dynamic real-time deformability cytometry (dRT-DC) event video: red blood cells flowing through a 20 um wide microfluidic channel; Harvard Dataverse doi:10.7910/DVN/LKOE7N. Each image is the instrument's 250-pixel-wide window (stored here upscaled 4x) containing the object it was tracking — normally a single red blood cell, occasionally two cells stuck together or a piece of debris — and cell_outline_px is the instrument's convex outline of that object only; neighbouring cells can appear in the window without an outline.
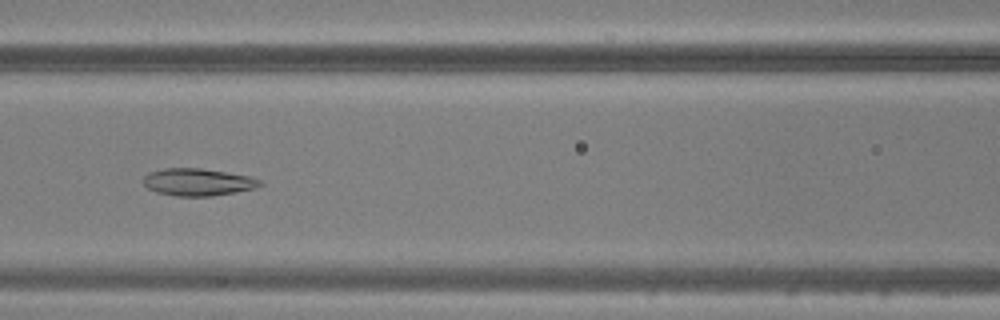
{"species": "common noctule bat (a hibernating species)", "species_latin": "Nyctalus noctula", "temperature_condition": "warm", "stored_images_in_passage": 49, "camera_frame_rate_fps": 3000, "um_per_image_px": 0.085, "animal": {"sex": "male", "body_mass_g": 20.5, "forearm_length_mm": 52.5}, "frame": {"image": 1, "passage_image": 22, "time_ms": 7.0, "image_size_px": [1000, 320], "cell_outline_px": [[264, 184], [256, 188], [236, 192], [212, 196], [176, 196], [156, 192], [148, 188], [140, 180], [148, 172], [164, 168], [200, 168], [248, 176], [260, 180]], "centroid_in_image_um": [16.78, 15.48], "position_along_channel_um": 149.8, "area_um2": 18.61}}
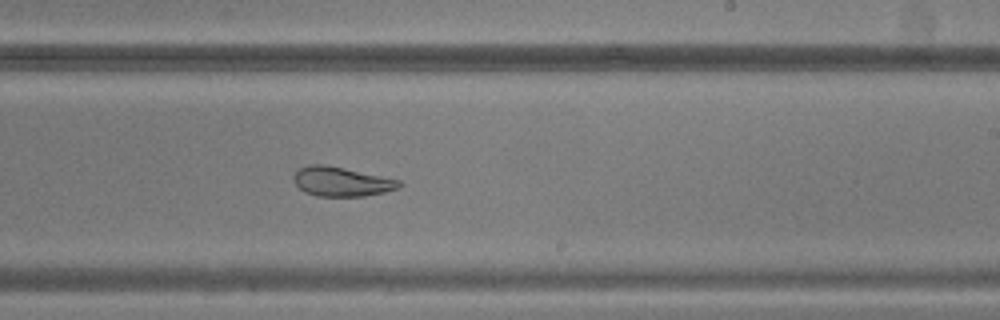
{"frame": {"image": 2, "passage_image": 30, "time_ms": 9.667, "image_size_px": [1000, 320], "cell_outline_px": [[404, 184], [396, 188], [384, 192], [364, 196], [316, 196], [304, 192], [292, 180], [292, 176], [296, 168], [308, 164], [324, 164], [344, 168], [400, 180]], "centroid_in_image_um": [28.96, 15.42], "position_along_channel_um": 260.0, "area_um2": 18.21}}
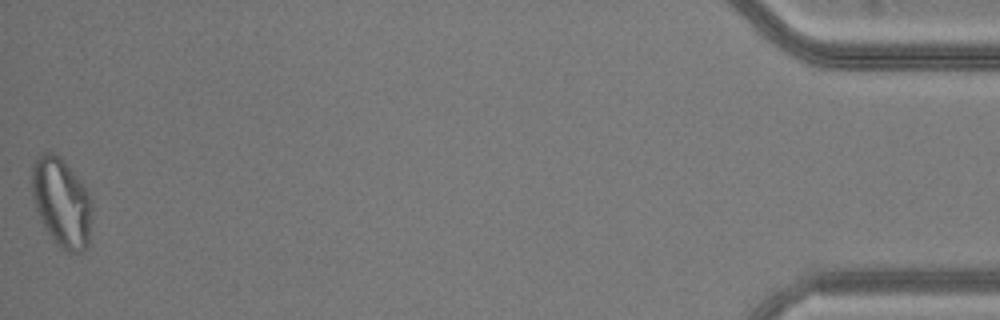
{"frame": {"image": 3, "passage_image": 49, "time_ms": 16.0, "image_size_px": [1000, 320], "cell_outline_px": [[92, 208], [88, 248], [80, 252], [68, 252], [60, 248], [52, 240], [44, 228], [36, 212], [32, 196], [32, 164], [44, 152], [52, 152], [60, 156], [88, 192], [92, 200]], "centroid_in_image_um": [5.23, 17.25], "position_along_channel_um": 430.0, "area_um2": 31.33}}